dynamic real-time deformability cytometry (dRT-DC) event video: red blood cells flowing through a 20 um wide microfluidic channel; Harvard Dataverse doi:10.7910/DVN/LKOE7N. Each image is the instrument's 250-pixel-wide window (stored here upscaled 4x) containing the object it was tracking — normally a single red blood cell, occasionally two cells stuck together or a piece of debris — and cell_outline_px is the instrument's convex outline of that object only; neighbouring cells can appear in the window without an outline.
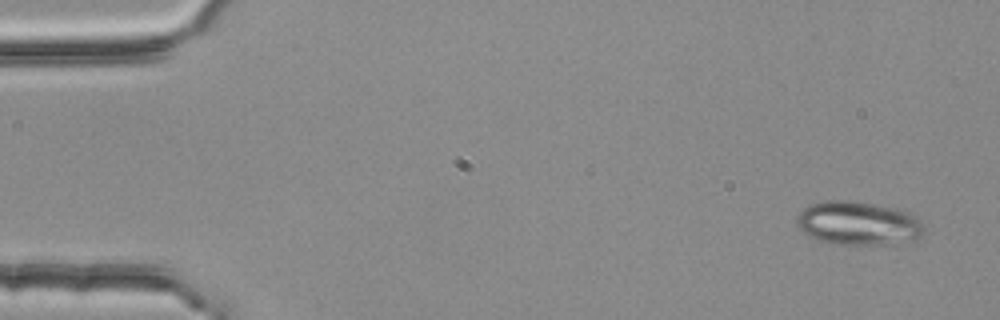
{"species": "common noctule bat (a hibernating species)", "species_latin": "Nyctalus noctula", "temperature_condition": "room temperature", "stored_images_in_passage": 15, "camera_frame_rate_fps": 3000, "um_per_image_px": 0.085, "animal": {"sex": "female", "body_mass_g": 25.1}, "frame": {"image": 1, "passage_image": 1, "time_ms": 0.0, "image_size_px": [1000, 320], "cell_outline_px": [[924, 228], [920, 236], [916, 240], [884, 244], [840, 244], [820, 240], [804, 232], [796, 224], [796, 216], [808, 204], [824, 200], [848, 200], [904, 208], [912, 212], [920, 220]], "centroid_in_image_um": [72.99, 18.94], "position_along_channel_um": 12.0, "area_um2": 32.66}}